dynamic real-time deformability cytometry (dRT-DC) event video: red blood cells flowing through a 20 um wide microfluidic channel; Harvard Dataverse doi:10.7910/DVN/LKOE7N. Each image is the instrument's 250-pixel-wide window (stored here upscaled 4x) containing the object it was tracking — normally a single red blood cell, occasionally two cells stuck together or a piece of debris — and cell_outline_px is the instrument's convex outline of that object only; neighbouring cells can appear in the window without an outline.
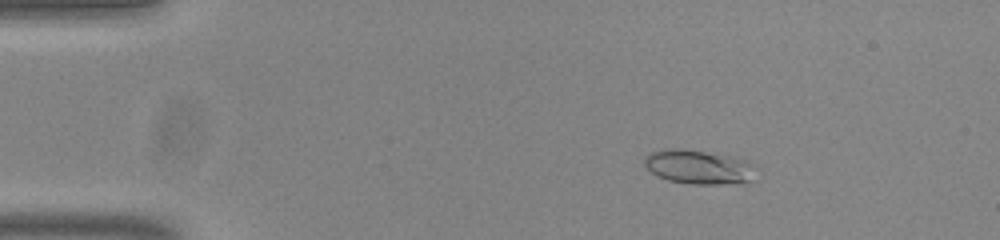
{"species": "common noctule bat (a hibernating species)", "species_latin": "Nyctalus noctula", "temperature_condition": "room temperature", "stored_images_in_passage": 54, "camera_frame_rate_fps": 3000, "um_per_image_px": 0.085, "animal": {"sex": "male", "body_mass_g": 20.0, "forearm_length_mm": 53.3}, "frame": {"image": 1, "passage_image": 9, "time_ms": 2.667, "image_size_px": [1000, 240], "cell_outline_px": [[760, 168], [748, 180], [720, 184], [692, 184], [668, 180], [652, 172], [644, 164], [644, 156], [652, 152], [664, 148], [680, 148], [736, 156], [748, 160], [756, 164]], "centroid_in_image_um": [59.43, 14.16], "position_along_channel_um": 25.6, "area_um2": 22.37}}
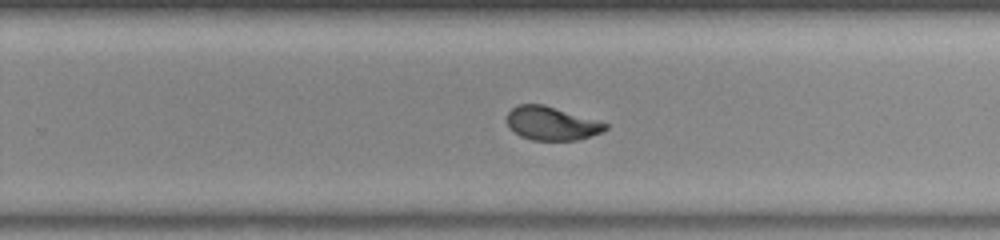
{"frame": {"image": 2, "passage_image": 35, "time_ms": 11.333, "image_size_px": [1000, 240], "cell_outline_px": [[608, 128], [604, 132], [576, 140], [532, 140], [520, 136], [508, 128], [508, 112], [516, 104], [544, 104], [608, 124]], "centroid_in_image_um": [46.86, 10.49], "position_along_channel_um": 282.9, "area_um2": 19.19}}
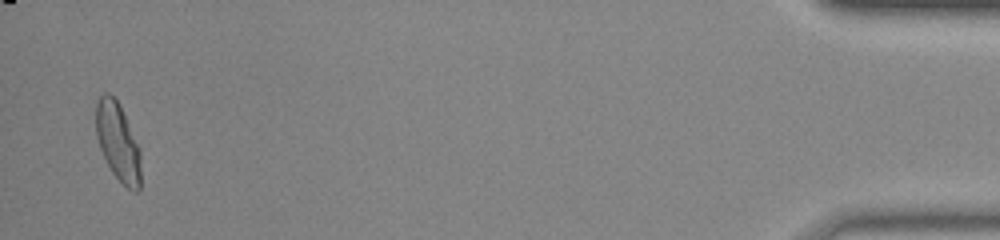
{"frame": {"image": 3, "passage_image": 53, "time_ms": 17.333, "image_size_px": [1000, 240], "cell_outline_px": [[140, 192], [132, 192], [112, 172], [100, 148], [96, 136], [96, 100], [104, 92], [108, 92], [116, 100], [140, 148]], "centroid_in_image_um": [10.02, 12.08], "position_along_channel_um": 425.2, "area_um2": 20.11}, "authors_computed_cell_mechanics": {"area_um2": 20.0277, "velocity_mm_per_s": 3.808, "shape_relaxation_time_tau1_ms": 5.4433, "shape_relaxation_time_tau2_ms": 1.089, "deformation_change_tau1": 0.1758, "deformation_change_tau2": 0.0633}}